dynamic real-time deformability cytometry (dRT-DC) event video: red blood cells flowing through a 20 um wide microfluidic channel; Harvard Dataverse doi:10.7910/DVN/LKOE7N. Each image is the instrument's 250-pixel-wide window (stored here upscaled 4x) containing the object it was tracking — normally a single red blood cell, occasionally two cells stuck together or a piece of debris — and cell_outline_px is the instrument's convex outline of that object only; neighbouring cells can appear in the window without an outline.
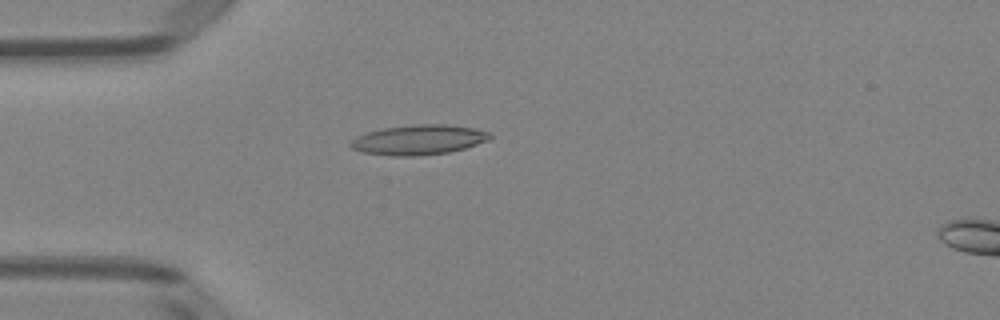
{"species": "Egyptian fruit bat (a non-hibernating species)", "species_latin": "Rousettus aegyptiacus", "temperature_condition": "room temperature", "stored_images_in_passage": 48, "camera_frame_rate_fps": 3000, "um_per_image_px": 0.085, "animal": {"sex": "female"}, "frame": {"image": 1, "passage_image": 11, "time_ms": 3.333, "image_size_px": [1000, 320], "cell_outline_px": [[492, 136], [488, 140], [464, 148], [448, 152], [412, 156], [392, 156], [364, 152], [352, 148], [348, 144], [356, 136], [368, 132], [384, 128], [412, 124], [448, 124], [476, 128], [492, 132]], "centroid_in_image_um": [35.61, 11.87], "position_along_channel_um": 49.4, "area_um2": 24.28}}
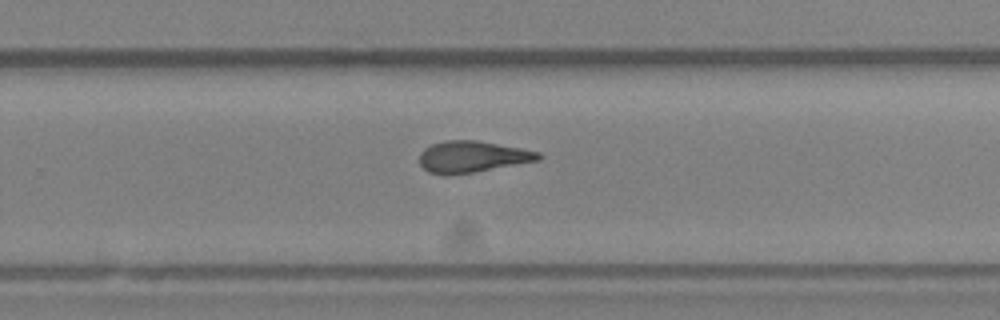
{"frame": {"image": 2, "passage_image": 30, "time_ms": 9.667, "image_size_px": [1000, 320], "cell_outline_px": [[544, 156], [540, 160], [472, 172], [448, 176], [444, 176], [428, 172], [420, 164], [420, 152], [424, 148], [432, 144], [444, 140], [476, 140], [520, 148], [540, 152]], "centroid_in_image_um": [40.12, 13.32], "position_along_channel_um": 289.7, "area_um2": 21.85}}
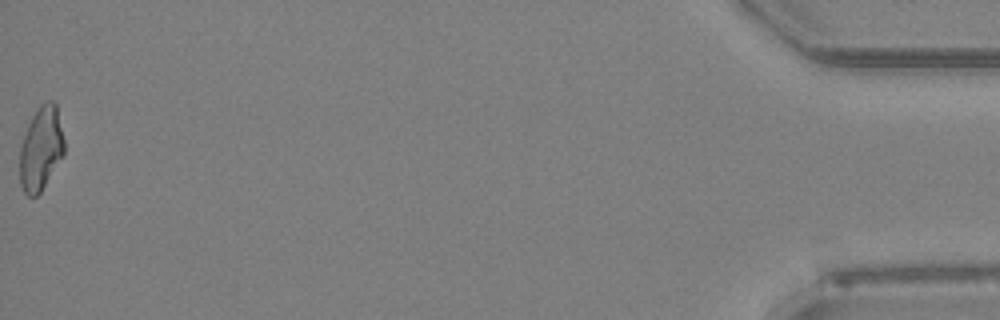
{"frame": {"image": 3, "passage_image": 48, "time_ms": 15.667, "image_size_px": [1000, 320], "cell_outline_px": [[64, 152], [40, 192], [36, 196], [28, 196], [24, 192], [20, 184], [20, 148], [28, 124], [32, 116], [40, 104], [48, 100], [52, 100], [56, 104], [64, 140]], "centroid_in_image_um": [3.47, 12.6], "position_along_channel_um": 431.7, "area_um2": 21.33}, "authors_computed_cell_mechanics": {"area_um2": 21.8195, "velocity_mm_per_s": 4.0119, "shape_relaxation_time_tau1_ms": null, "shape_relaxation_time_tau2_ms": 1.8549, "deformation_change_tau1": null, "deformation_change_tau2": 0.1192}}